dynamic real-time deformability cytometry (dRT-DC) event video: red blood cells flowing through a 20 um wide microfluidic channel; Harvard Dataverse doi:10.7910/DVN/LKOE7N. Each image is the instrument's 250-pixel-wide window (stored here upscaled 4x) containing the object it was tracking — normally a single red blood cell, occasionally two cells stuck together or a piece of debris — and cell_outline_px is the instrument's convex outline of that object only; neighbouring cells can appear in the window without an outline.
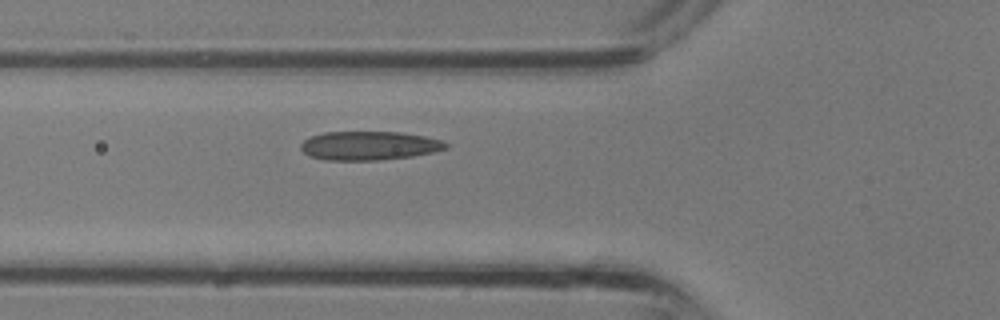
{"species": "common noctule bat (a hibernating species)", "species_latin": "Nyctalus noctula", "temperature_condition": "room temperature", "stored_images_in_passage": 24, "camera_frame_rate_fps": 3000, "um_per_image_px": 0.085, "animal": {"sex": "male", "body_mass_g": 13.3}, "frame": {"image": 1, "passage_image": 4, "time_ms": 1.0, "image_size_px": [1000, 320], "cell_outline_px": [[448, 148], [432, 152], [412, 156], [380, 160], [324, 160], [308, 156], [300, 148], [300, 144], [304, 140], [312, 136], [324, 132], [400, 132], [424, 136], [444, 140], [448, 144]], "centroid_in_image_um": [31.37, 12.38], "position_along_channel_um": 94.4, "area_um2": 24.45}}
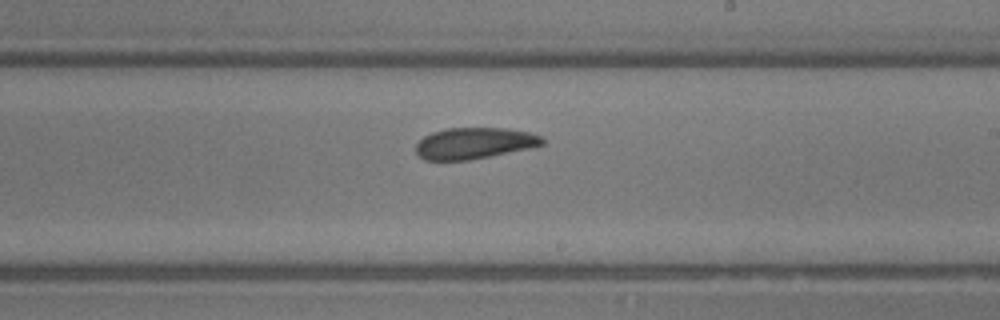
{"frame": {"image": 2, "passage_image": 12, "time_ms": 3.667, "image_size_px": [1000, 320], "cell_outline_px": [[544, 144], [532, 148], [468, 160], [424, 160], [416, 152], [416, 144], [424, 136], [432, 132], [448, 128], [504, 128], [528, 132], [540, 136], [544, 140]], "centroid_in_image_um": [40.31, 12.17], "position_along_channel_um": 248.7, "area_um2": 22.95}}
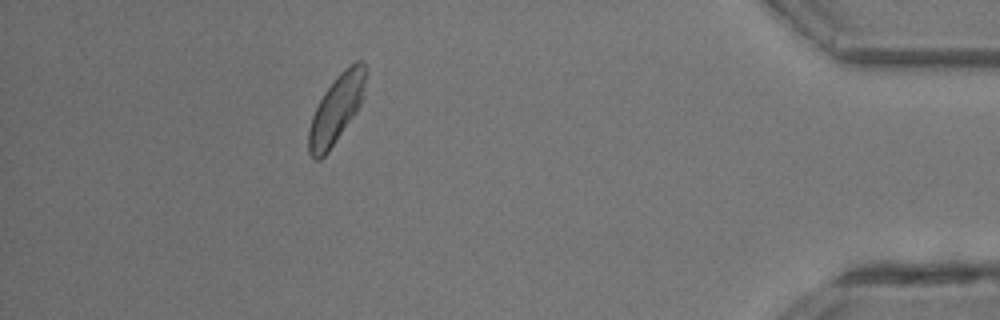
{"frame": {"image": 3, "passage_image": 23, "time_ms": 7.333, "image_size_px": [1000, 320], "cell_outline_px": [[368, 72], [364, 96], [356, 112], [328, 152], [320, 160], [316, 160], [308, 152], [308, 128], [312, 116], [324, 92], [336, 76], [344, 68], [356, 60], [364, 60]], "centroid_in_image_um": [28.62, 9.21], "position_along_channel_um": 406.6, "area_um2": 22.89}}